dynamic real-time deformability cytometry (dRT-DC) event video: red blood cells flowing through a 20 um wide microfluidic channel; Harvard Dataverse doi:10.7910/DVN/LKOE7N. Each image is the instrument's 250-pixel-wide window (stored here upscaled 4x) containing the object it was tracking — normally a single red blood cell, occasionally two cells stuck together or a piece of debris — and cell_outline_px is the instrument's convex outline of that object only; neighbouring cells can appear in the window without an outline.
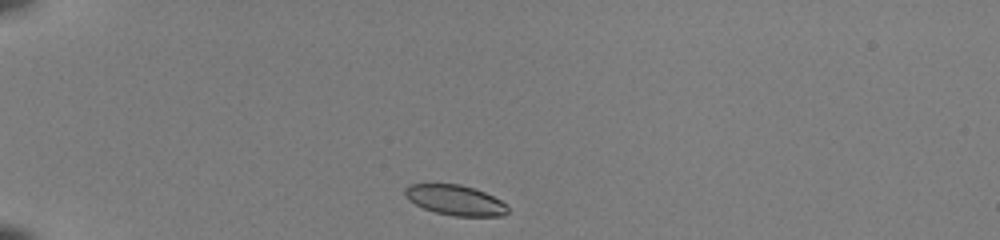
{"species": "common noctule bat (a hibernating species)", "species_latin": "Nyctalus noctula", "temperature_condition": "room temperature", "stored_images_in_passage": 38, "camera_frame_rate_fps": 3000, "um_per_image_px": 0.085, "animal": {"sex": "female", "body_mass_g": 22.0, "forearm_length_mm": 56.7}, "frame": {"image": 1, "passage_image": 1, "time_ms": 0.0, "image_size_px": [1000, 240], "cell_outline_px": [[508, 212], [504, 216], [456, 216], [436, 212], [424, 208], [408, 200], [404, 192], [404, 188], [408, 184], [460, 184], [484, 192], [508, 204]], "centroid_in_image_um": [38.7, 17.01], "position_along_channel_um": 46.3, "area_um2": 18.03}}
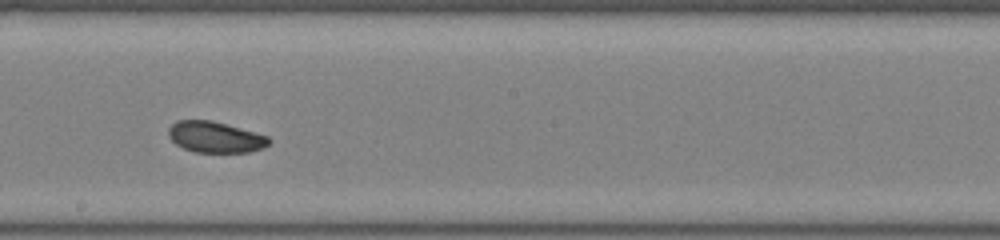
{"frame": {"image": 2, "passage_image": 18, "time_ms": 5.667, "image_size_px": [1000, 240], "cell_outline_px": [[272, 140], [264, 148], [248, 152], [196, 152], [184, 148], [176, 144], [168, 136], [168, 128], [176, 120], [212, 120], [268, 136]], "centroid_in_image_um": [18.29, 11.65], "position_along_channel_um": 229.9, "area_um2": 18.15}}
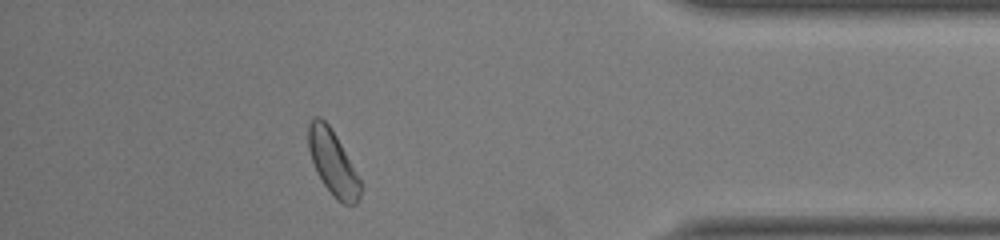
{"frame": {"image": 3, "passage_image": 33, "time_ms": 10.667, "image_size_px": [1000, 240], "cell_outline_px": [[364, 188], [360, 200], [356, 204], [344, 204], [336, 200], [332, 196], [316, 172], [308, 148], [308, 124], [316, 116], [320, 116], [328, 124], [336, 136], [364, 184]], "centroid_in_image_um": [28.34, 13.89], "position_along_channel_um": 406.9, "area_um2": 19.94}, "authors_computed_cell_mechanics": {"area_um2": 18.6405, "velocity_mm_per_s": 4.0406, "shape_relaxation_time_tau1_ms": 2.4205, "shape_relaxation_time_tau2_ms": 2.4339, "deformation_change_tau1": 0.115, "deformation_change_tau2": 0.0696}}